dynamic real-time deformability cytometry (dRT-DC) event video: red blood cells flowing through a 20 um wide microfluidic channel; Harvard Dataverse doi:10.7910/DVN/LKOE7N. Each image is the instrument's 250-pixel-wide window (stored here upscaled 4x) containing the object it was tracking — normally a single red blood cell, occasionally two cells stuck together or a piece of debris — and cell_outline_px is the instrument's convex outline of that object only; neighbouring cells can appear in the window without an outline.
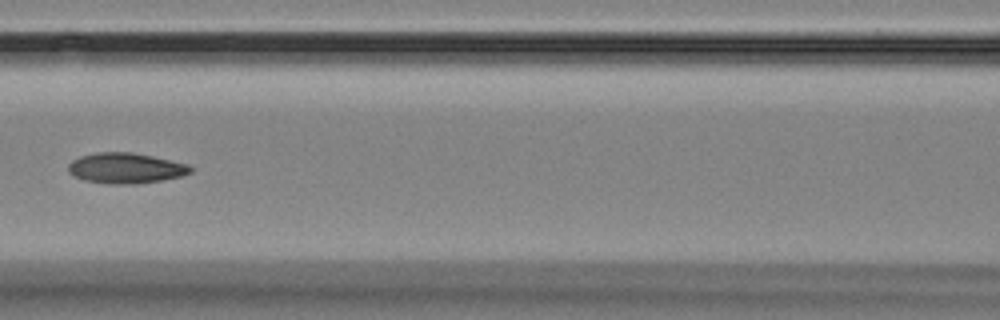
{"species": "Egyptian fruit bat (a non-hibernating species)", "species_latin": "Rousettus aegyptiacus", "temperature_condition": "room temperature", "stored_images_in_passage": 8, "camera_frame_rate_fps": 3000, "um_per_image_px": 0.085, "animal": {"sex": "female"}, "frame": {"image": 1, "passage_image": 8, "time_ms": 8.0, "image_size_px": [1000, 320], "cell_outline_px": [[192, 172], [180, 176], [164, 180], [136, 184], [108, 184], [84, 180], [68, 172], [68, 164], [72, 160], [80, 156], [96, 152], [132, 152], [152, 156], [188, 164], [192, 168]], "centroid_in_image_um": [10.68, 14.29], "position_along_channel_um": 155.9, "area_um2": 21.79}}